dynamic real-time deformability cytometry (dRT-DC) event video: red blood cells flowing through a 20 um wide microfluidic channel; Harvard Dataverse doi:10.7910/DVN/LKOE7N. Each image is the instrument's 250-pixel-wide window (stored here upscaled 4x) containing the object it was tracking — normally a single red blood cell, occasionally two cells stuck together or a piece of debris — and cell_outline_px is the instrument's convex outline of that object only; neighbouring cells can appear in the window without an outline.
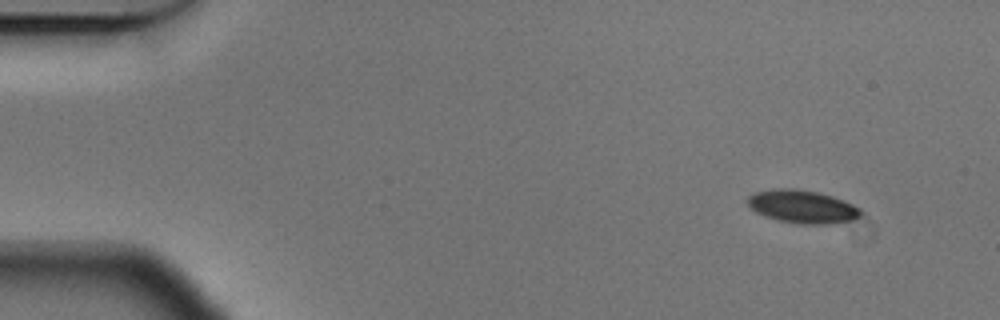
{"species": "Egyptian fruit bat (a non-hibernating species)", "species_latin": "Rousettus aegyptiacus", "temperature_condition": "cold", "stored_images_in_passage": 2, "camera_frame_rate_fps": 3000, "um_per_image_px": 0.085, "animal": {"sex": "male"}, "frame": {"image": 1, "passage_image": 1, "time_ms": 0.0, "image_size_px": [1000, 320], "cell_outline_px": [[860, 216], [848, 220], [828, 224], [800, 224], [780, 220], [764, 216], [756, 212], [748, 204], [748, 196], [756, 192], [772, 188], [796, 188], [816, 192], [832, 196], [844, 200], [860, 208]], "centroid_in_image_um": [68.17, 17.55], "position_along_channel_um": 16.8, "area_um2": 21.56}}